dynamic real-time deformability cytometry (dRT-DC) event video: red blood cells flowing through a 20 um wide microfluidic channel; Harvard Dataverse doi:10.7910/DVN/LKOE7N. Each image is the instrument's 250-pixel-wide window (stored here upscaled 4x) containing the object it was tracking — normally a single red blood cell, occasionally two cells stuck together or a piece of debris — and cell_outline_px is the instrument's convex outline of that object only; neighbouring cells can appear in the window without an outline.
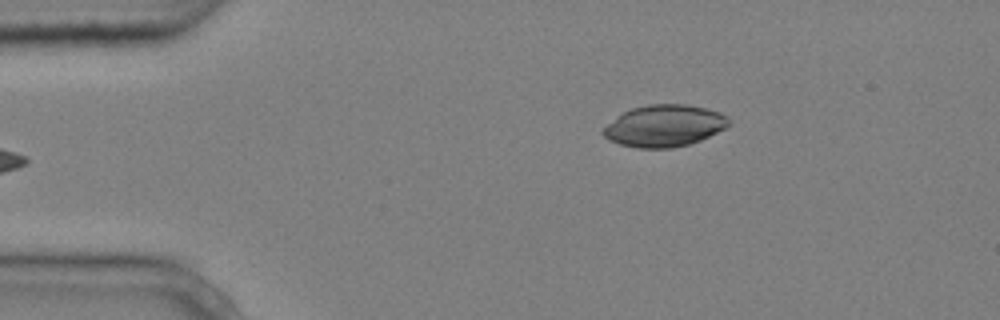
{"species": "common noctule bat (a hibernating species)", "species_latin": "Nyctalus noctula", "temperature_condition": "cold", "stored_images_in_passage": 3, "camera_frame_rate_fps": 3000, "um_per_image_px": 0.085, "animal": {"sex": "male", "body_mass_g": 20.4}, "frame": {"image": 1, "passage_image": 3, "time_ms": 0.667, "image_size_px": [1000, 320], "cell_outline_px": [[732, 124], [700, 140], [688, 144], [672, 148], [636, 148], [620, 144], [608, 140], [600, 132], [616, 116], [632, 108], [648, 104], [684, 104], [704, 108], [720, 112], [728, 116]], "centroid_in_image_um": [56.46, 10.69], "position_along_channel_um": 28.5, "area_um2": 30.58}}